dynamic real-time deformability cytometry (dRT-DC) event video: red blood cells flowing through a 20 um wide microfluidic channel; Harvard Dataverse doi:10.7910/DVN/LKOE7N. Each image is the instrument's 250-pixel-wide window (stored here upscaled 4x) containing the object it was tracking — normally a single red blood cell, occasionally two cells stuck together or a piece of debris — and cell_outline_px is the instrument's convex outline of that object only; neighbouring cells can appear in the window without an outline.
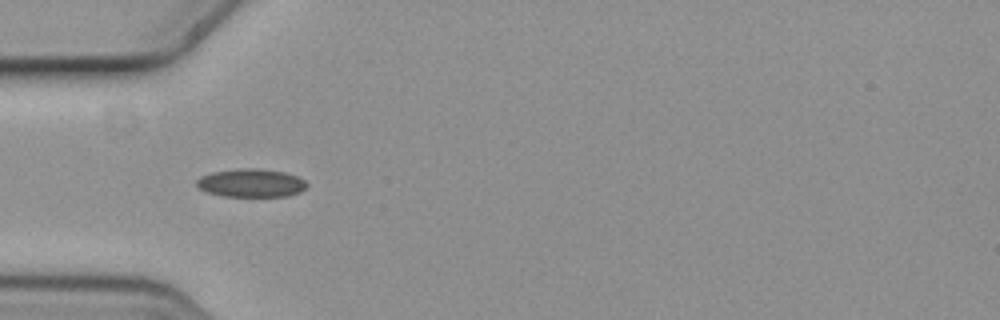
{"species": "common noctule bat (a hibernating species)", "species_latin": "Nyctalus noctula", "temperature_condition": "cold", "stored_images_in_passage": 7, "camera_frame_rate_fps": 3000, "um_per_image_px": 0.085, "animal": {"sex": "female", "body_mass_g": 19.3, "forearm_length_mm": 54.1}, "frame": {"image": 1, "passage_image": 6, "time_ms": 1.667, "image_size_px": [1000, 320], "cell_outline_px": [[308, 188], [300, 192], [288, 196], [224, 196], [208, 192], [200, 188], [196, 184], [196, 180], [200, 176], [212, 172], [244, 168], [256, 168], [284, 172], [296, 176], [304, 180], [308, 184]], "centroid_in_image_um": [21.37, 15.55], "position_along_channel_um": 63.6, "area_um2": 18.09}}
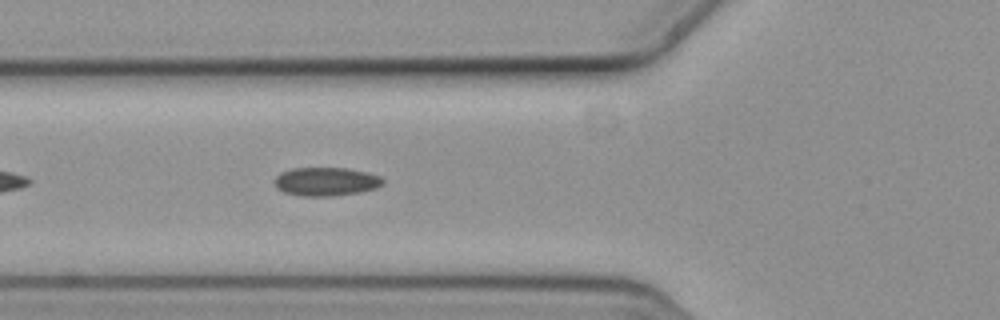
{"frame": {"image": 2, "passage_image": 7, "time_ms": 2.0, "image_size_px": [1000, 320], "cell_outline_px": [[384, 184], [376, 188], [360, 192], [332, 196], [300, 196], [284, 192], [276, 188], [272, 180], [280, 172], [292, 168], [348, 168], [380, 176], [384, 180]], "centroid_in_image_um": [27.67, 15.43], "position_along_channel_um": 98.1, "area_um2": 18.21}}